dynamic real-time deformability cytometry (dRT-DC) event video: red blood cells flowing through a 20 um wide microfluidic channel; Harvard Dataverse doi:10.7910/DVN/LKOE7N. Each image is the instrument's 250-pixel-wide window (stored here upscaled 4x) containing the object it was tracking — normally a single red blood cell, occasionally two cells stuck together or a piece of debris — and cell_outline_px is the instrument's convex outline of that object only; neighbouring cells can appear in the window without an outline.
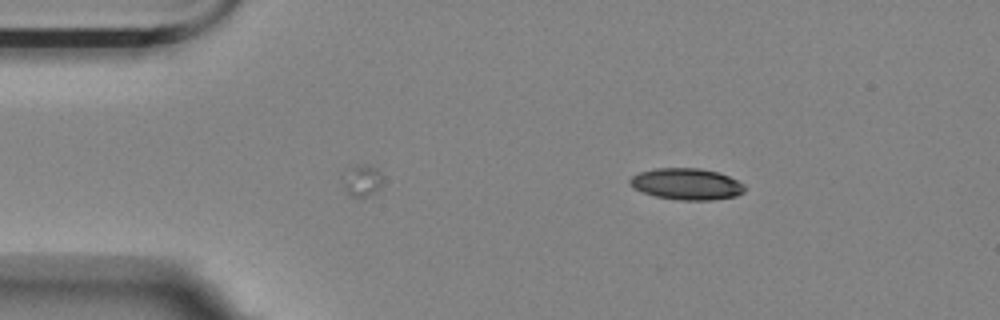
{"species": "Egyptian fruit bat (a non-hibernating species)", "species_latin": "Rousettus aegyptiacus", "temperature_condition": "room temperature", "stored_images_in_passage": 5, "camera_frame_rate_fps": 3000, "um_per_image_px": 0.085, "animal": {"sex": "female"}, "frame": {"image": 1, "passage_image": 5, "time_ms": 1.333, "image_size_px": [1000, 320], "cell_outline_px": [[744, 192], [736, 196], [708, 200], [680, 200], [656, 196], [644, 192], [628, 184], [628, 180], [632, 176], [640, 172], [656, 168], [700, 168], [720, 172], [744, 184]], "centroid_in_image_um": [58.36, 15.63], "position_along_channel_um": 26.6, "area_um2": 20.92}}